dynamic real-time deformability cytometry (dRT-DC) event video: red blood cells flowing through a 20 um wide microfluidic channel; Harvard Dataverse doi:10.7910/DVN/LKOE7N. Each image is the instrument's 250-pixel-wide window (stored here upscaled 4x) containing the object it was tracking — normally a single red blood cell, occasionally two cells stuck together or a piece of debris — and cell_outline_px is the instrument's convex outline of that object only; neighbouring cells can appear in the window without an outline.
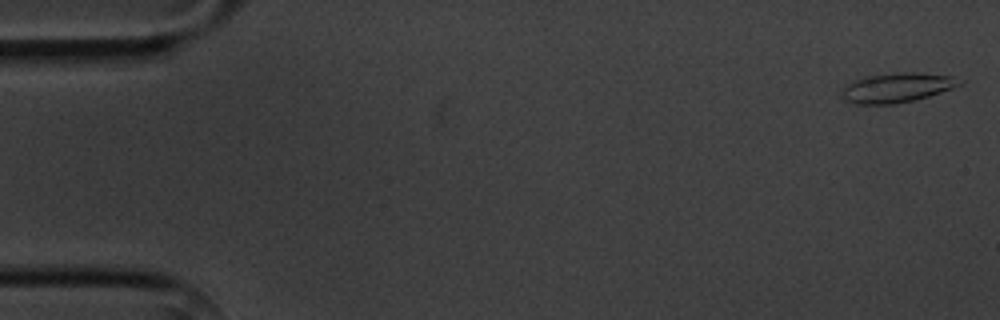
{"species": "common noctule bat (a hibernating species)", "species_latin": "Nyctalus noctula", "temperature_condition": "cold", "stored_images_in_passage": 5, "camera_frame_rate_fps": 3000, "um_per_image_px": 0.085, "animal": {"sex": "male", "body_mass_g": 20.1, "forearm_length_mm": 53.5}, "frame": {"image": 1, "passage_image": 1, "time_ms": 0.0, "image_size_px": [1000, 320], "cell_outline_px": [[964, 84], [916, 100], [896, 104], [856, 104], [844, 100], [840, 96], [840, 92], [848, 84], [864, 76], [904, 72], [916, 72], [952, 76], [964, 80]], "centroid_in_image_um": [76.25, 7.45], "position_along_channel_um": 8.7, "area_um2": 20.4}}
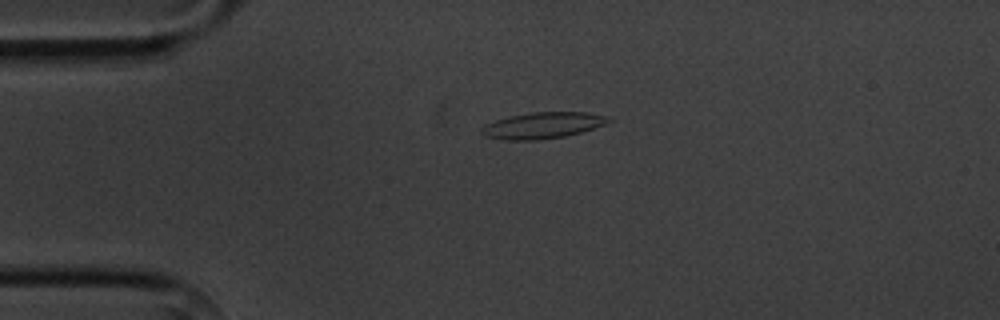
{"frame": {"image": 2, "passage_image": 4, "time_ms": 3.667, "image_size_px": [1000, 320], "cell_outline_px": [[612, 120], [604, 124], [580, 132], [564, 136], [536, 140], [500, 140], [484, 136], [480, 132], [480, 128], [496, 120], [512, 116], [532, 112], [588, 112], [604, 116]], "centroid_in_image_um": [46.07, 10.66], "position_along_channel_um": 38.9, "area_um2": 19.13}}